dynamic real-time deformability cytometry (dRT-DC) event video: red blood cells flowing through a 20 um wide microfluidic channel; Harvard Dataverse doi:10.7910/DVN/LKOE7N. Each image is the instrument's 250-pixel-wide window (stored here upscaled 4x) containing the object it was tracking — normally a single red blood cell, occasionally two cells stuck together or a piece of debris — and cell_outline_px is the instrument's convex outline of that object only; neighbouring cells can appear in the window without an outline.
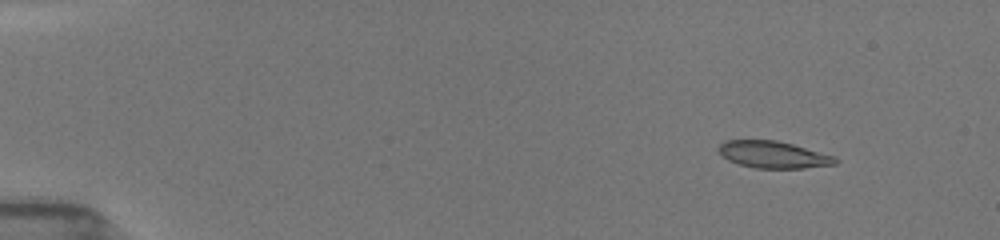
{"species": "common noctule bat (a hibernating species)", "species_latin": "Nyctalus noctula", "temperature_condition": "room temperature", "stored_images_in_passage": 63, "camera_frame_rate_fps": 3000, "um_per_image_px": 0.085, "animal": {"sex": "female", "body_mass_g": 19.5, "forearm_length_mm": 54.1}, "frame": {"image": 1, "passage_image": 9, "time_ms": 1.667, "image_size_px": [1000, 240], "cell_outline_px": [[840, 160], [836, 164], [804, 168], [756, 168], [740, 164], [728, 160], [720, 156], [716, 148], [724, 140], [776, 140], [792, 144], [836, 156]], "centroid_in_image_um": [65.71, 13.14], "position_along_channel_um": 19.3, "area_um2": 18.5}}
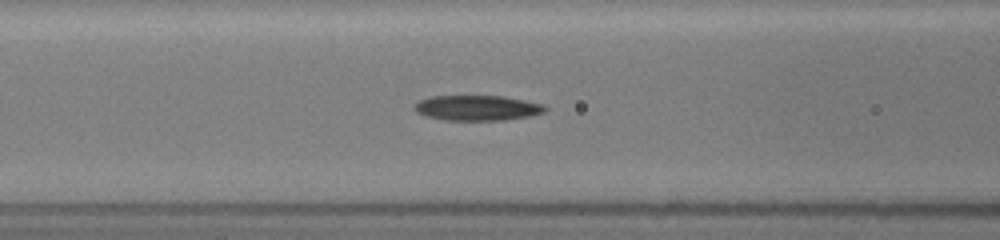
{"frame": {"image": 2, "passage_image": 35, "time_ms": 7.333, "image_size_px": [1000, 240], "cell_outline_px": [[548, 108], [544, 112], [528, 116], [504, 120], [444, 120], [428, 116], [416, 112], [412, 108], [412, 104], [428, 96], [504, 96], [544, 104]], "centroid_in_image_um": [40.53, 9.16], "position_along_channel_um": 126.1, "area_um2": 19.31}}
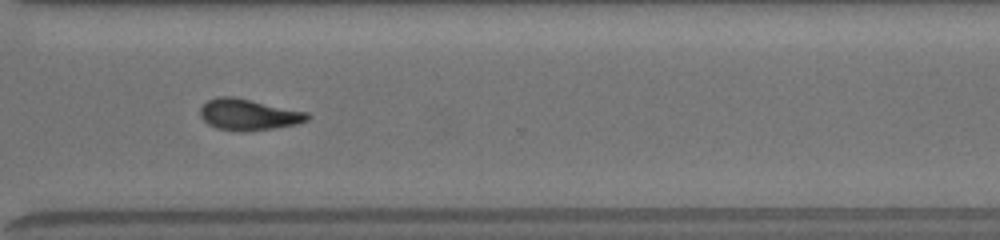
{"frame": {"image": 3, "passage_image": 62, "time_ms": 13.0, "image_size_px": [1000, 240], "cell_outline_px": [[308, 120], [296, 124], [272, 128], [244, 132], [216, 128], [208, 124], [200, 116], [200, 108], [208, 100], [216, 96], [232, 96], [252, 100], [308, 112]], "centroid_in_image_um": [21.09, 9.73], "position_along_channel_um": 349.5, "area_um2": 19.42}}